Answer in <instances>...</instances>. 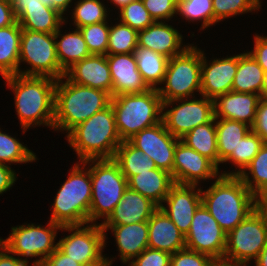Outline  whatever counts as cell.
Instances as JSON below:
<instances>
[{"label": "cell", "instance_id": "cell-1", "mask_svg": "<svg viewBox=\"0 0 267 266\" xmlns=\"http://www.w3.org/2000/svg\"><path fill=\"white\" fill-rule=\"evenodd\" d=\"M201 202L228 234L255 210V196L238 175H219Z\"/></svg>", "mask_w": 267, "mask_h": 266}, {"label": "cell", "instance_id": "cell-2", "mask_svg": "<svg viewBox=\"0 0 267 266\" xmlns=\"http://www.w3.org/2000/svg\"><path fill=\"white\" fill-rule=\"evenodd\" d=\"M15 93V107L23 132L31 125L53 128L55 88L50 77L11 75L4 77Z\"/></svg>", "mask_w": 267, "mask_h": 266}, {"label": "cell", "instance_id": "cell-3", "mask_svg": "<svg viewBox=\"0 0 267 266\" xmlns=\"http://www.w3.org/2000/svg\"><path fill=\"white\" fill-rule=\"evenodd\" d=\"M112 96L103 90L57 80L53 129L69 132L111 103Z\"/></svg>", "mask_w": 267, "mask_h": 266}, {"label": "cell", "instance_id": "cell-4", "mask_svg": "<svg viewBox=\"0 0 267 266\" xmlns=\"http://www.w3.org/2000/svg\"><path fill=\"white\" fill-rule=\"evenodd\" d=\"M66 137L80 163L87 160L113 159L122 142L111 104L75 126Z\"/></svg>", "mask_w": 267, "mask_h": 266}, {"label": "cell", "instance_id": "cell-5", "mask_svg": "<svg viewBox=\"0 0 267 266\" xmlns=\"http://www.w3.org/2000/svg\"><path fill=\"white\" fill-rule=\"evenodd\" d=\"M118 134L128 141L162 121V100L156 88L144 93L119 94L111 99Z\"/></svg>", "mask_w": 267, "mask_h": 266}, {"label": "cell", "instance_id": "cell-6", "mask_svg": "<svg viewBox=\"0 0 267 266\" xmlns=\"http://www.w3.org/2000/svg\"><path fill=\"white\" fill-rule=\"evenodd\" d=\"M81 164H83L82 167H80ZM81 164L76 163L71 168V173L55 196L50 220L60 226L89 223L92 196L91 174L90 169L85 168L86 164L84 162Z\"/></svg>", "mask_w": 267, "mask_h": 266}, {"label": "cell", "instance_id": "cell-7", "mask_svg": "<svg viewBox=\"0 0 267 266\" xmlns=\"http://www.w3.org/2000/svg\"><path fill=\"white\" fill-rule=\"evenodd\" d=\"M84 163H92L89 167L92 183L89 223H96L102 217L106 220L114 211L128 188V180L113 159L87 160Z\"/></svg>", "mask_w": 267, "mask_h": 266}, {"label": "cell", "instance_id": "cell-8", "mask_svg": "<svg viewBox=\"0 0 267 266\" xmlns=\"http://www.w3.org/2000/svg\"><path fill=\"white\" fill-rule=\"evenodd\" d=\"M267 243V218L256 209L227 234L225 266H246Z\"/></svg>", "mask_w": 267, "mask_h": 266}, {"label": "cell", "instance_id": "cell-9", "mask_svg": "<svg viewBox=\"0 0 267 266\" xmlns=\"http://www.w3.org/2000/svg\"><path fill=\"white\" fill-rule=\"evenodd\" d=\"M201 50L190 46L169 59L163 84L158 87L162 103L190 98L195 91L201 94Z\"/></svg>", "mask_w": 267, "mask_h": 266}, {"label": "cell", "instance_id": "cell-10", "mask_svg": "<svg viewBox=\"0 0 267 266\" xmlns=\"http://www.w3.org/2000/svg\"><path fill=\"white\" fill-rule=\"evenodd\" d=\"M25 62L32 68L19 71V75L50 77L55 80L65 76L60 67L54 33H42L22 29L20 38V63Z\"/></svg>", "mask_w": 267, "mask_h": 266}, {"label": "cell", "instance_id": "cell-11", "mask_svg": "<svg viewBox=\"0 0 267 266\" xmlns=\"http://www.w3.org/2000/svg\"><path fill=\"white\" fill-rule=\"evenodd\" d=\"M88 224L61 226L59 230L73 233L60 239L57 247L82 266H111L113 260L102 254L107 238L101 223Z\"/></svg>", "mask_w": 267, "mask_h": 266}, {"label": "cell", "instance_id": "cell-12", "mask_svg": "<svg viewBox=\"0 0 267 266\" xmlns=\"http://www.w3.org/2000/svg\"><path fill=\"white\" fill-rule=\"evenodd\" d=\"M61 226L49 221L47 227L36 224H28L12 227V231L8 238L1 239V244L4 245L10 253L26 257H38L39 259L33 262L32 266H41L45 259L50 256L56 249L57 243L54 240L57 236V230ZM42 256V257H41Z\"/></svg>", "mask_w": 267, "mask_h": 266}, {"label": "cell", "instance_id": "cell-13", "mask_svg": "<svg viewBox=\"0 0 267 266\" xmlns=\"http://www.w3.org/2000/svg\"><path fill=\"white\" fill-rule=\"evenodd\" d=\"M227 234L215 218L201 204L191 222L189 232L185 236L186 248L206 254L223 265Z\"/></svg>", "mask_w": 267, "mask_h": 266}, {"label": "cell", "instance_id": "cell-14", "mask_svg": "<svg viewBox=\"0 0 267 266\" xmlns=\"http://www.w3.org/2000/svg\"><path fill=\"white\" fill-rule=\"evenodd\" d=\"M180 102L177 106L162 112V121L166 129L175 137L181 138L199 125L214 118V100L202 96L201 99H175L162 103V111Z\"/></svg>", "mask_w": 267, "mask_h": 266}, {"label": "cell", "instance_id": "cell-15", "mask_svg": "<svg viewBox=\"0 0 267 266\" xmlns=\"http://www.w3.org/2000/svg\"><path fill=\"white\" fill-rule=\"evenodd\" d=\"M179 140L166 129L161 121L138 132L128 141L147 154L158 169L170 173L173 179V160Z\"/></svg>", "mask_w": 267, "mask_h": 266}, {"label": "cell", "instance_id": "cell-16", "mask_svg": "<svg viewBox=\"0 0 267 266\" xmlns=\"http://www.w3.org/2000/svg\"><path fill=\"white\" fill-rule=\"evenodd\" d=\"M219 168L181 140L178 141L173 160V181L178 184L197 185L199 181L217 178Z\"/></svg>", "mask_w": 267, "mask_h": 266}, {"label": "cell", "instance_id": "cell-17", "mask_svg": "<svg viewBox=\"0 0 267 266\" xmlns=\"http://www.w3.org/2000/svg\"><path fill=\"white\" fill-rule=\"evenodd\" d=\"M198 185L174 183L163 204L159 207L174 222L180 232L186 236L189 232L192 218L201 202V188Z\"/></svg>", "mask_w": 267, "mask_h": 266}, {"label": "cell", "instance_id": "cell-18", "mask_svg": "<svg viewBox=\"0 0 267 266\" xmlns=\"http://www.w3.org/2000/svg\"><path fill=\"white\" fill-rule=\"evenodd\" d=\"M10 1L14 16L22 29L55 33L66 22L58 10L45 6L40 0Z\"/></svg>", "mask_w": 267, "mask_h": 266}, {"label": "cell", "instance_id": "cell-19", "mask_svg": "<svg viewBox=\"0 0 267 266\" xmlns=\"http://www.w3.org/2000/svg\"><path fill=\"white\" fill-rule=\"evenodd\" d=\"M205 58L201 51V96L215 100L220 95L232 91L237 72V55L214 59L210 64Z\"/></svg>", "mask_w": 267, "mask_h": 266}, {"label": "cell", "instance_id": "cell-20", "mask_svg": "<svg viewBox=\"0 0 267 266\" xmlns=\"http://www.w3.org/2000/svg\"><path fill=\"white\" fill-rule=\"evenodd\" d=\"M112 79V97L151 89L138 71L133 53L106 55Z\"/></svg>", "mask_w": 267, "mask_h": 266}, {"label": "cell", "instance_id": "cell-21", "mask_svg": "<svg viewBox=\"0 0 267 266\" xmlns=\"http://www.w3.org/2000/svg\"><path fill=\"white\" fill-rule=\"evenodd\" d=\"M108 92L112 96V79L106 55L91 54L74 63L62 79Z\"/></svg>", "mask_w": 267, "mask_h": 266}, {"label": "cell", "instance_id": "cell-22", "mask_svg": "<svg viewBox=\"0 0 267 266\" xmlns=\"http://www.w3.org/2000/svg\"><path fill=\"white\" fill-rule=\"evenodd\" d=\"M260 99L258 94L227 92L214 100V118L235 120L252 127Z\"/></svg>", "mask_w": 267, "mask_h": 266}, {"label": "cell", "instance_id": "cell-23", "mask_svg": "<svg viewBox=\"0 0 267 266\" xmlns=\"http://www.w3.org/2000/svg\"><path fill=\"white\" fill-rule=\"evenodd\" d=\"M182 39V35L171 25L166 24L165 21H155L138 32L137 43L138 46L151 49L170 59L190 46H181Z\"/></svg>", "mask_w": 267, "mask_h": 266}, {"label": "cell", "instance_id": "cell-24", "mask_svg": "<svg viewBox=\"0 0 267 266\" xmlns=\"http://www.w3.org/2000/svg\"><path fill=\"white\" fill-rule=\"evenodd\" d=\"M157 208L158 206L149 198L128 187L122 195V200L101 225H126L147 222Z\"/></svg>", "mask_w": 267, "mask_h": 266}, {"label": "cell", "instance_id": "cell-25", "mask_svg": "<svg viewBox=\"0 0 267 266\" xmlns=\"http://www.w3.org/2000/svg\"><path fill=\"white\" fill-rule=\"evenodd\" d=\"M148 222V248L173 254L186 248L185 236L159 207Z\"/></svg>", "mask_w": 267, "mask_h": 266}, {"label": "cell", "instance_id": "cell-26", "mask_svg": "<svg viewBox=\"0 0 267 266\" xmlns=\"http://www.w3.org/2000/svg\"><path fill=\"white\" fill-rule=\"evenodd\" d=\"M101 226L104 232L108 229L114 232L122 263L133 260L148 248V222Z\"/></svg>", "mask_w": 267, "mask_h": 266}, {"label": "cell", "instance_id": "cell-27", "mask_svg": "<svg viewBox=\"0 0 267 266\" xmlns=\"http://www.w3.org/2000/svg\"><path fill=\"white\" fill-rule=\"evenodd\" d=\"M174 184L170 173L161 169H151L132 176L128 180V187L149 198L160 207Z\"/></svg>", "mask_w": 267, "mask_h": 266}, {"label": "cell", "instance_id": "cell-28", "mask_svg": "<svg viewBox=\"0 0 267 266\" xmlns=\"http://www.w3.org/2000/svg\"><path fill=\"white\" fill-rule=\"evenodd\" d=\"M22 28L17 20L0 28V74L2 77L19 74V53Z\"/></svg>", "mask_w": 267, "mask_h": 266}, {"label": "cell", "instance_id": "cell-29", "mask_svg": "<svg viewBox=\"0 0 267 266\" xmlns=\"http://www.w3.org/2000/svg\"><path fill=\"white\" fill-rule=\"evenodd\" d=\"M265 71L249 52L237 55V72L232 91L253 93L261 96Z\"/></svg>", "mask_w": 267, "mask_h": 266}, {"label": "cell", "instance_id": "cell-30", "mask_svg": "<svg viewBox=\"0 0 267 266\" xmlns=\"http://www.w3.org/2000/svg\"><path fill=\"white\" fill-rule=\"evenodd\" d=\"M60 33V28L54 33L56 52L60 67L66 71L74 63L90 56L91 53L79 29L76 28L75 31L64 35ZM60 35L62 37L58 41Z\"/></svg>", "mask_w": 267, "mask_h": 266}, {"label": "cell", "instance_id": "cell-31", "mask_svg": "<svg viewBox=\"0 0 267 266\" xmlns=\"http://www.w3.org/2000/svg\"><path fill=\"white\" fill-rule=\"evenodd\" d=\"M137 68L150 88L163 84L169 58L141 46L134 50Z\"/></svg>", "mask_w": 267, "mask_h": 266}, {"label": "cell", "instance_id": "cell-32", "mask_svg": "<svg viewBox=\"0 0 267 266\" xmlns=\"http://www.w3.org/2000/svg\"><path fill=\"white\" fill-rule=\"evenodd\" d=\"M113 160L119 165L127 180L134 175L157 168L147 154L133 146L129 141L121 142L116 149Z\"/></svg>", "mask_w": 267, "mask_h": 266}, {"label": "cell", "instance_id": "cell-33", "mask_svg": "<svg viewBox=\"0 0 267 266\" xmlns=\"http://www.w3.org/2000/svg\"><path fill=\"white\" fill-rule=\"evenodd\" d=\"M217 148L219 155V164L223 163L236 148L240 140L245 137L251 127L246 123L220 118L216 121Z\"/></svg>", "mask_w": 267, "mask_h": 266}, {"label": "cell", "instance_id": "cell-34", "mask_svg": "<svg viewBox=\"0 0 267 266\" xmlns=\"http://www.w3.org/2000/svg\"><path fill=\"white\" fill-rule=\"evenodd\" d=\"M180 140L201 155L210 159L218 167L219 155L215 118L187 132Z\"/></svg>", "mask_w": 267, "mask_h": 266}, {"label": "cell", "instance_id": "cell-35", "mask_svg": "<svg viewBox=\"0 0 267 266\" xmlns=\"http://www.w3.org/2000/svg\"><path fill=\"white\" fill-rule=\"evenodd\" d=\"M246 170H249L247 173ZM251 174V178L249 177ZM239 178L248 187L256 197L260 192L267 189V145L264 144L258 154L247 165V167L238 174ZM252 179V180H250Z\"/></svg>", "mask_w": 267, "mask_h": 266}, {"label": "cell", "instance_id": "cell-36", "mask_svg": "<svg viewBox=\"0 0 267 266\" xmlns=\"http://www.w3.org/2000/svg\"><path fill=\"white\" fill-rule=\"evenodd\" d=\"M264 145L263 140L252 130L240 140L236 148V152L232 154L223 162H233L237 166V171L235 172H223L220 175H238L240 174L247 165L253 160V158L258 154L261 147Z\"/></svg>", "mask_w": 267, "mask_h": 266}, {"label": "cell", "instance_id": "cell-37", "mask_svg": "<svg viewBox=\"0 0 267 266\" xmlns=\"http://www.w3.org/2000/svg\"><path fill=\"white\" fill-rule=\"evenodd\" d=\"M138 32L120 22L109 29L107 55L134 53Z\"/></svg>", "mask_w": 267, "mask_h": 266}, {"label": "cell", "instance_id": "cell-38", "mask_svg": "<svg viewBox=\"0 0 267 266\" xmlns=\"http://www.w3.org/2000/svg\"><path fill=\"white\" fill-rule=\"evenodd\" d=\"M176 14L192 22L203 19L201 29L214 25L212 0H178Z\"/></svg>", "mask_w": 267, "mask_h": 266}, {"label": "cell", "instance_id": "cell-39", "mask_svg": "<svg viewBox=\"0 0 267 266\" xmlns=\"http://www.w3.org/2000/svg\"><path fill=\"white\" fill-rule=\"evenodd\" d=\"M76 3L72 12V18L74 19L73 24H75L77 29L107 20L108 11L100 0H79Z\"/></svg>", "mask_w": 267, "mask_h": 266}, {"label": "cell", "instance_id": "cell-40", "mask_svg": "<svg viewBox=\"0 0 267 266\" xmlns=\"http://www.w3.org/2000/svg\"><path fill=\"white\" fill-rule=\"evenodd\" d=\"M36 158L34 152L19 140L0 131V163H27L35 161Z\"/></svg>", "mask_w": 267, "mask_h": 266}, {"label": "cell", "instance_id": "cell-41", "mask_svg": "<svg viewBox=\"0 0 267 266\" xmlns=\"http://www.w3.org/2000/svg\"><path fill=\"white\" fill-rule=\"evenodd\" d=\"M91 54L107 55L109 29L107 21L78 28Z\"/></svg>", "mask_w": 267, "mask_h": 266}, {"label": "cell", "instance_id": "cell-42", "mask_svg": "<svg viewBox=\"0 0 267 266\" xmlns=\"http://www.w3.org/2000/svg\"><path fill=\"white\" fill-rule=\"evenodd\" d=\"M214 24L228 17L260 9V0H212Z\"/></svg>", "mask_w": 267, "mask_h": 266}, {"label": "cell", "instance_id": "cell-43", "mask_svg": "<svg viewBox=\"0 0 267 266\" xmlns=\"http://www.w3.org/2000/svg\"><path fill=\"white\" fill-rule=\"evenodd\" d=\"M120 22L130 26L137 32L144 30L155 21L145 8L142 0H133L120 9Z\"/></svg>", "mask_w": 267, "mask_h": 266}, {"label": "cell", "instance_id": "cell-44", "mask_svg": "<svg viewBox=\"0 0 267 266\" xmlns=\"http://www.w3.org/2000/svg\"><path fill=\"white\" fill-rule=\"evenodd\" d=\"M218 263L210 256L187 248L178 250L171 255L170 266H217Z\"/></svg>", "mask_w": 267, "mask_h": 266}, {"label": "cell", "instance_id": "cell-45", "mask_svg": "<svg viewBox=\"0 0 267 266\" xmlns=\"http://www.w3.org/2000/svg\"><path fill=\"white\" fill-rule=\"evenodd\" d=\"M171 255L166 251L146 248L129 262V266H170Z\"/></svg>", "mask_w": 267, "mask_h": 266}, {"label": "cell", "instance_id": "cell-46", "mask_svg": "<svg viewBox=\"0 0 267 266\" xmlns=\"http://www.w3.org/2000/svg\"><path fill=\"white\" fill-rule=\"evenodd\" d=\"M154 21L173 18L177 3L174 0H142Z\"/></svg>", "mask_w": 267, "mask_h": 266}, {"label": "cell", "instance_id": "cell-47", "mask_svg": "<svg viewBox=\"0 0 267 266\" xmlns=\"http://www.w3.org/2000/svg\"><path fill=\"white\" fill-rule=\"evenodd\" d=\"M251 130L267 145V99L261 98L259 100Z\"/></svg>", "mask_w": 267, "mask_h": 266}, {"label": "cell", "instance_id": "cell-48", "mask_svg": "<svg viewBox=\"0 0 267 266\" xmlns=\"http://www.w3.org/2000/svg\"><path fill=\"white\" fill-rule=\"evenodd\" d=\"M254 50L249 51L250 55L256 60V62L267 72V37L254 36Z\"/></svg>", "mask_w": 267, "mask_h": 266}, {"label": "cell", "instance_id": "cell-49", "mask_svg": "<svg viewBox=\"0 0 267 266\" xmlns=\"http://www.w3.org/2000/svg\"><path fill=\"white\" fill-rule=\"evenodd\" d=\"M41 266H82L69 256L65 255L58 247L48 256Z\"/></svg>", "mask_w": 267, "mask_h": 266}, {"label": "cell", "instance_id": "cell-50", "mask_svg": "<svg viewBox=\"0 0 267 266\" xmlns=\"http://www.w3.org/2000/svg\"><path fill=\"white\" fill-rule=\"evenodd\" d=\"M16 173L7 164L0 163V194L10 189L16 182Z\"/></svg>", "mask_w": 267, "mask_h": 266}, {"label": "cell", "instance_id": "cell-51", "mask_svg": "<svg viewBox=\"0 0 267 266\" xmlns=\"http://www.w3.org/2000/svg\"><path fill=\"white\" fill-rule=\"evenodd\" d=\"M0 249V266H28L29 261L15 257L4 245L0 244Z\"/></svg>", "mask_w": 267, "mask_h": 266}, {"label": "cell", "instance_id": "cell-52", "mask_svg": "<svg viewBox=\"0 0 267 266\" xmlns=\"http://www.w3.org/2000/svg\"><path fill=\"white\" fill-rule=\"evenodd\" d=\"M16 21L10 0H0V28L12 25Z\"/></svg>", "mask_w": 267, "mask_h": 266}, {"label": "cell", "instance_id": "cell-53", "mask_svg": "<svg viewBox=\"0 0 267 266\" xmlns=\"http://www.w3.org/2000/svg\"><path fill=\"white\" fill-rule=\"evenodd\" d=\"M45 6L58 10L62 15L65 14L72 0H40Z\"/></svg>", "mask_w": 267, "mask_h": 266}, {"label": "cell", "instance_id": "cell-54", "mask_svg": "<svg viewBox=\"0 0 267 266\" xmlns=\"http://www.w3.org/2000/svg\"><path fill=\"white\" fill-rule=\"evenodd\" d=\"M255 209L267 218V189L255 197Z\"/></svg>", "mask_w": 267, "mask_h": 266}, {"label": "cell", "instance_id": "cell-55", "mask_svg": "<svg viewBox=\"0 0 267 266\" xmlns=\"http://www.w3.org/2000/svg\"><path fill=\"white\" fill-rule=\"evenodd\" d=\"M255 266H267V243L255 260Z\"/></svg>", "mask_w": 267, "mask_h": 266}, {"label": "cell", "instance_id": "cell-56", "mask_svg": "<svg viewBox=\"0 0 267 266\" xmlns=\"http://www.w3.org/2000/svg\"><path fill=\"white\" fill-rule=\"evenodd\" d=\"M132 1L133 0H110V3L112 2L113 4L118 6V9L120 10L122 7H124L125 5H128Z\"/></svg>", "mask_w": 267, "mask_h": 266}, {"label": "cell", "instance_id": "cell-57", "mask_svg": "<svg viewBox=\"0 0 267 266\" xmlns=\"http://www.w3.org/2000/svg\"><path fill=\"white\" fill-rule=\"evenodd\" d=\"M261 98L267 99V72H265V75H264Z\"/></svg>", "mask_w": 267, "mask_h": 266}]
</instances>
